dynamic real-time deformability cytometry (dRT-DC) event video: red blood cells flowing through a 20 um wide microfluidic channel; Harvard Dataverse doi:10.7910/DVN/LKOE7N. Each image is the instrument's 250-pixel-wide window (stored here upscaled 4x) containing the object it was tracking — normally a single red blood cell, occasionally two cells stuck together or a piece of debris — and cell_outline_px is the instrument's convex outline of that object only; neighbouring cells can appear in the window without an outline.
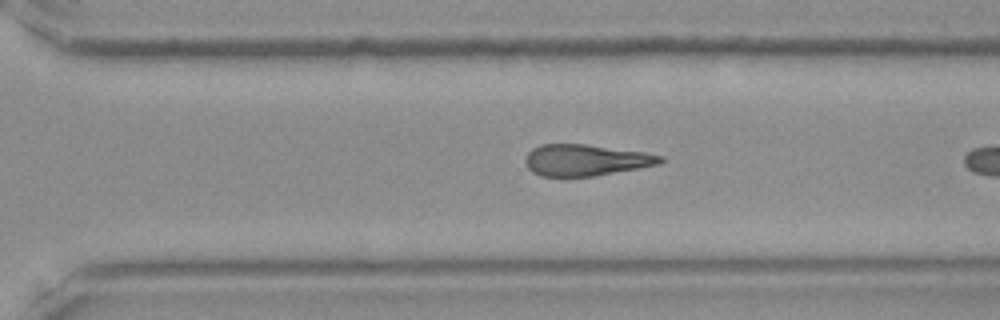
{"species": "Egyptian fruit bat (a non-hibernating species)", "species_latin": "Rousettus aegyptiacus", "temperature_condition": "room temperature", "stored_images_in_passage": 34, "camera_frame_rate_fps": 3000, "um_per_image_px": 0.085, "frame": {"image": 1, "passage_image": 29, "time_ms": 9.333, "image_size_px": [1000, 320], "cell_outline_px": [[664, 160], [660, 164], [592, 176], [540, 176], [532, 172], [528, 168], [524, 160], [528, 152], [532, 148], [540, 144], [584, 144], [644, 152], [664, 156]], "centroid_in_image_um": [49.76, 13.6], "position_along_channel_um": 320.8, "area_um2": 24.57}}